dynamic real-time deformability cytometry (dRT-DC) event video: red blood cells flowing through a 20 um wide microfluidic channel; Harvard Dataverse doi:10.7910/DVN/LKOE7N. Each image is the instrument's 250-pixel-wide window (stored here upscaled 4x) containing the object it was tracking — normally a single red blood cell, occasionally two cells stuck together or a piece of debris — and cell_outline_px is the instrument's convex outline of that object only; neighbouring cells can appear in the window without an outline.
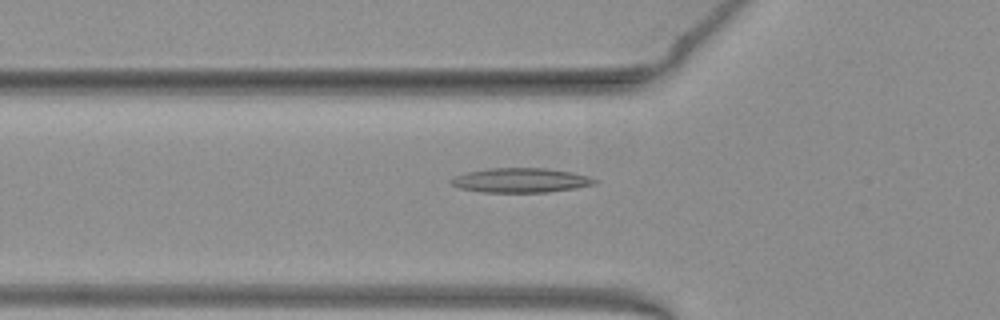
{"species": "common noctule bat (a hibernating species)", "species_latin": "Nyctalus noctula", "temperature_condition": "warm", "stored_images_in_passage": 51, "camera_frame_rate_fps": 3000, "um_per_image_px": 0.085, "animal": {"sex": "female", "body_mass_g": 19.3, "forearm_length_mm": 54.1}, "frame": {"image": 1, "passage_image": 18, "time_ms": 5.667, "image_size_px": [1000, 320], "cell_outline_px": [[600, 180], [596, 184], [576, 188], [548, 192], [480, 192], [460, 188], [452, 184], [448, 180], [452, 176], [468, 172], [488, 168], [544, 168], [572, 172], [588, 176]], "centroid_in_image_um": [44.26, 15.32], "position_along_channel_um": 81.5, "area_um2": 20.63}}
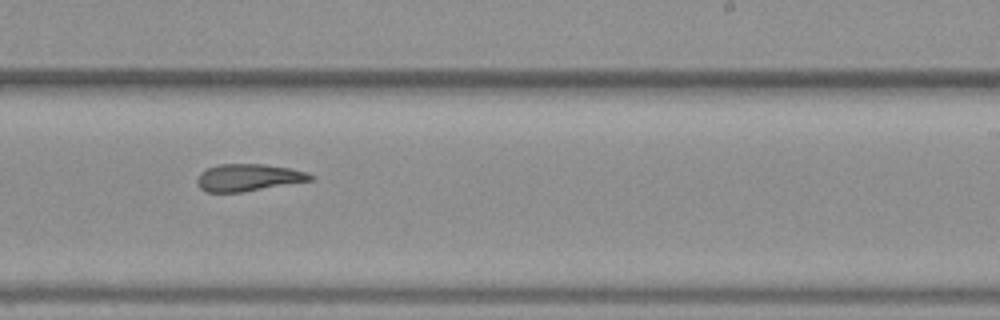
{"frame": {"image": 2, "passage_image": 32, "time_ms": 10.333, "image_size_px": [1000, 320], "cell_outline_px": [[312, 180], [244, 192], [204, 192], [200, 188], [196, 180], [200, 172], [208, 168], [220, 164], [264, 164], [288, 168], [304, 172], [312, 176]], "centroid_in_image_um": [21.04, 15.1], "position_along_channel_um": 268.0, "area_um2": 17.74}}
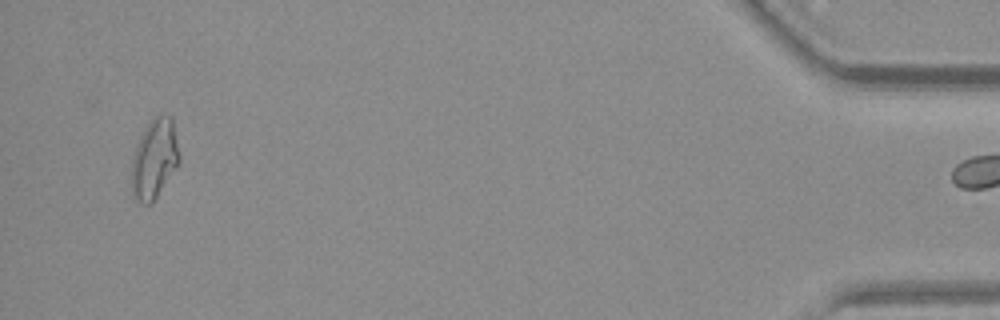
{"frame": {"image": 3, "passage_image": 50, "time_ms": 16.333, "image_size_px": [1000, 320], "cell_outline_px": [[180, 160], [152, 204], [140, 204], [132, 192], [132, 156], [136, 144], [144, 128], [152, 116], [160, 112], [172, 116], [180, 156]], "centroid_in_image_um": [13.12, 13.44], "position_along_channel_um": 422.1, "area_um2": 22.37}, "authors_computed_cell_mechanics": {"area_um2": 19.4786, "velocity_mm_per_s": 3.9821, "shape_relaxation_time_tau1_ms": null, "shape_relaxation_time_tau2_ms": 5.065, "deformation_change_tau1": null, "deformation_change_tau2": 0.1532}}